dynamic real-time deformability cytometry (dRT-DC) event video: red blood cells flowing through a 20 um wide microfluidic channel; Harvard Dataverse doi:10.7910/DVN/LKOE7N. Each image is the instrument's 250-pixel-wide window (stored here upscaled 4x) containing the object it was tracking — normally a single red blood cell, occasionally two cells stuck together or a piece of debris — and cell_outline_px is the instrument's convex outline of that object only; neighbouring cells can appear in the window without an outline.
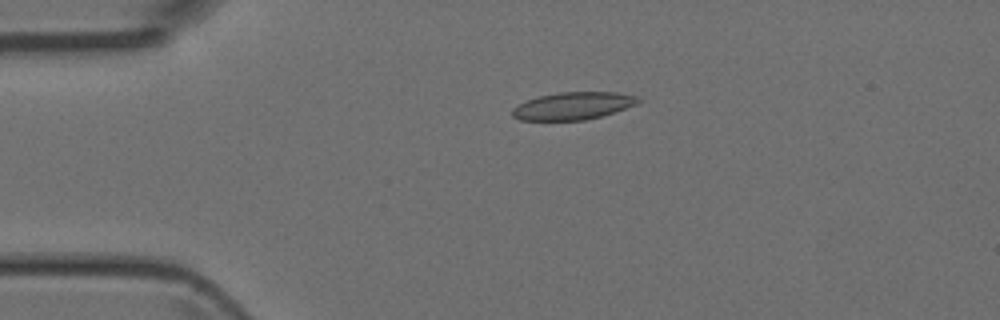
{"species": "Egyptian fruit bat (a non-hibernating species)", "species_latin": "Rousettus aegyptiacus", "temperature_condition": "room temperature", "stored_images_in_passage": 29, "camera_frame_rate_fps": 3000, "um_per_image_px": 0.085, "animal": {"sex": "female"}, "frame": {"image": 1, "passage_image": 1, "time_ms": 0.0, "image_size_px": [1000, 320], "cell_outline_px": [[640, 100], [636, 104], [600, 116], [584, 120], [520, 120], [512, 116], [512, 108], [528, 100], [540, 96], [560, 92], [616, 92], [636, 96]], "centroid_in_image_um": [48.68, 9.0], "position_along_channel_um": 36.3, "area_um2": 19.77}}
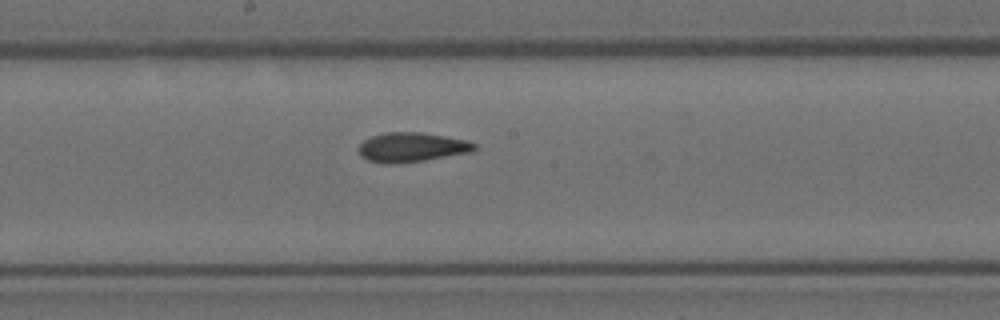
{"frame": {"image": 2, "passage_image": 16, "time_ms": 5.0, "image_size_px": [1000, 320], "cell_outline_px": [[476, 148], [472, 152], [424, 160], [396, 164], [384, 164], [368, 160], [360, 156], [356, 148], [364, 140], [372, 136], [388, 132], [424, 132], [468, 140], [476, 144]], "centroid_in_image_um": [34.98, 12.52], "position_along_channel_um": 213.2, "area_um2": 20.11}}
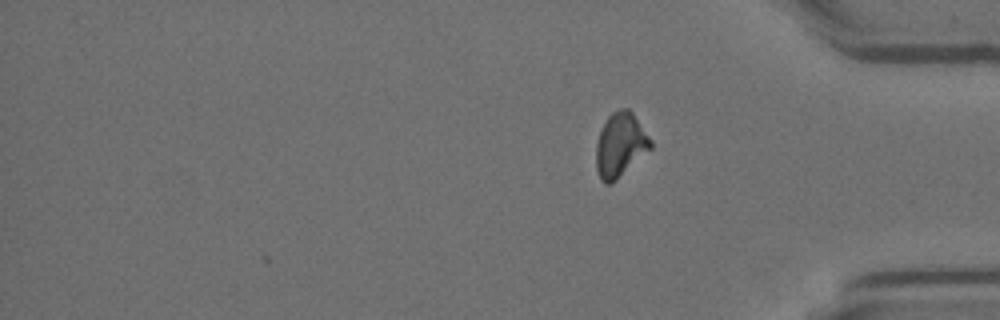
{"frame": {"image": 3, "passage_image": 29, "time_ms": 9.333, "image_size_px": [1000, 320], "cell_outline_px": [[652, 148], [612, 184], [604, 184], [600, 180], [596, 168], [596, 144], [600, 132], [608, 116], [612, 112], [620, 108], [628, 108], [632, 112], [652, 140]], "centroid_in_image_um": [52.72, 12.34], "position_along_channel_um": 382.5, "area_um2": 20.46}}